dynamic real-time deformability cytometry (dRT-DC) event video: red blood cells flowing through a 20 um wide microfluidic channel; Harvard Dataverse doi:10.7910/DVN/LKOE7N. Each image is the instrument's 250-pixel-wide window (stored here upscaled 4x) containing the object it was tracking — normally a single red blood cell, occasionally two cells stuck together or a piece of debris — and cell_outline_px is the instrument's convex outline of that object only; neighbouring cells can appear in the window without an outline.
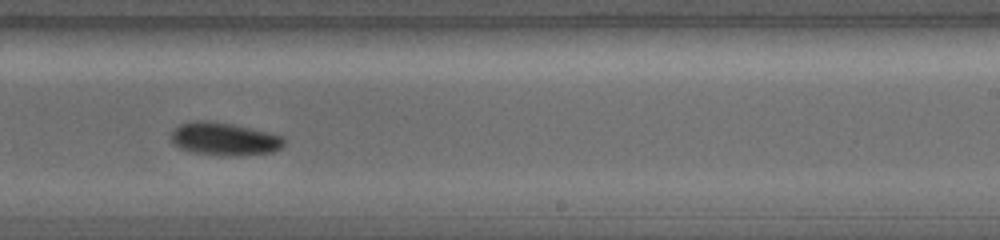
{"species": "common noctule bat (a hibernating species)", "species_latin": "Nyctalus noctula", "temperature_condition": "warm", "stored_images_in_passage": 11, "camera_frame_rate_fps": 5000, "um_per_image_px": 0.085, "animal": {"sex": "female", "body_mass_g": 19.0, "forearm_length_mm": 56.7}, "frame": {"image": 1, "passage_image": 7, "time_ms": 3.4, "image_size_px": [1000, 240], "cell_outline_px": [[288, 140], [280, 148], [272, 152], [240, 156], [220, 156], [192, 152], [180, 148], [172, 144], [168, 136], [168, 132], [172, 128], [180, 124], [192, 120], [208, 120], [232, 124], [272, 132], [284, 136]], "centroid_in_image_um": [19.03, 11.8], "position_along_channel_um": 270.0, "area_um2": 22.54}}
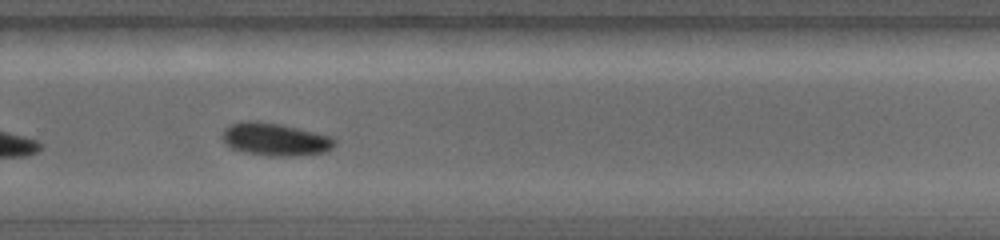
{"frame": {"image": 2, "passage_image": 8, "time_ms": 4.0, "image_size_px": [1000, 240], "cell_outline_px": [[336, 144], [328, 152], [304, 156], [268, 156], [244, 152], [228, 148], [220, 140], [220, 136], [224, 128], [232, 124], [256, 120], [280, 124], [332, 136], [336, 140]], "centroid_in_image_um": [23.38, 11.87], "position_along_channel_um": 306.4, "area_um2": 21.96}}